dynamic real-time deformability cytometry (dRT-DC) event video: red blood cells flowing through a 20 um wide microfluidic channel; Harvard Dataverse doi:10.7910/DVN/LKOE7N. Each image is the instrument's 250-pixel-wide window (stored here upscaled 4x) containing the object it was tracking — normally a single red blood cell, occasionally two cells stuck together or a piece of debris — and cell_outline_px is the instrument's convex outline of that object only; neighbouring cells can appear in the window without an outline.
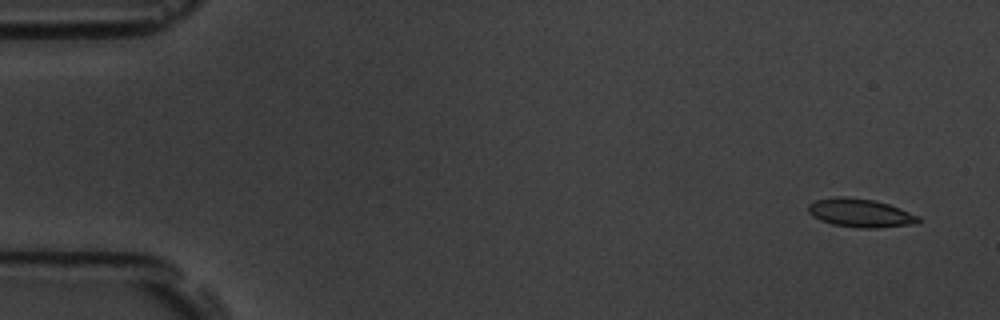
{"species": "common noctule bat (a hibernating species)", "species_latin": "Nyctalus noctula", "temperature_condition": "room temperature", "stored_images_in_passage": 5, "camera_frame_rate_fps": 3000, "um_per_image_px": 0.085, "animal": {"sex": "male", "body_mass_g": 19.5, "forearm_length_mm": 54.6}, "frame": {"image": 1, "passage_image": 1, "time_ms": 0.0, "image_size_px": [1000, 320], "cell_outline_px": [[920, 224], [876, 228], [860, 228], [832, 224], [820, 220], [812, 216], [808, 212], [808, 204], [816, 200], [840, 196], [844, 196], [876, 200], [900, 208], [920, 216]], "centroid_in_image_um": [73.16, 18.11], "position_along_channel_um": 11.8, "area_um2": 18.5}}
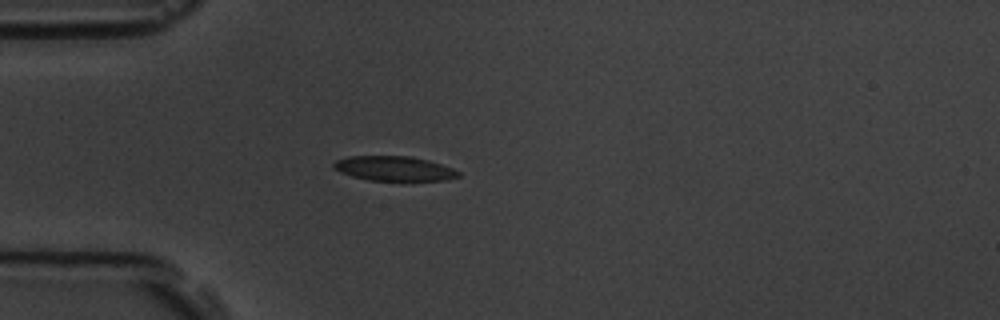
{"frame": {"image": 2, "passage_image": 5, "time_ms": 4.333, "image_size_px": [1000, 320], "cell_outline_px": [[460, 176], [444, 180], [368, 180], [352, 176], [340, 172], [332, 168], [332, 164], [336, 160], [348, 156], [412, 156], [428, 160], [452, 168], [460, 172]], "centroid_in_image_um": [33.46, 14.31], "position_along_channel_um": 51.5, "area_um2": 17.86}}